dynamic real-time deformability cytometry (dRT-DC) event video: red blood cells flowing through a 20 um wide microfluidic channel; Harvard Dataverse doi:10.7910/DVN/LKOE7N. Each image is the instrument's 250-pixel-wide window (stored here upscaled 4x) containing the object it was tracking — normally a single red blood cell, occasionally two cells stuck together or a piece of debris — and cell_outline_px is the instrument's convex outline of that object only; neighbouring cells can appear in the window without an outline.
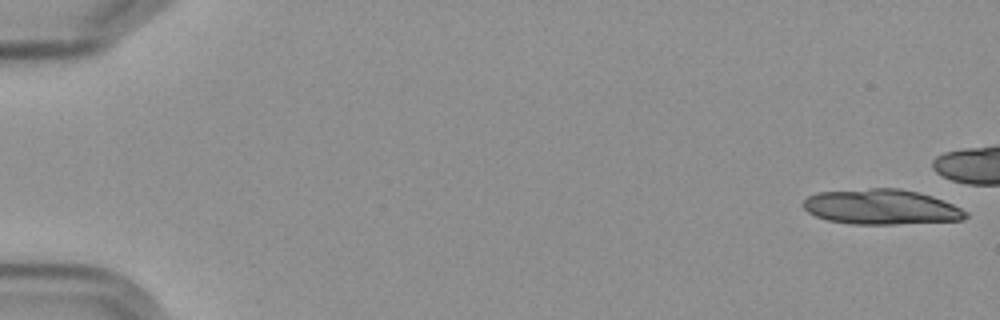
{"species": "Egyptian fruit bat (a non-hibernating species)", "species_latin": "Rousettus aegyptiacus", "temperature_condition": "cold", "stored_images_in_passage": 5, "camera_frame_rate_fps": 3000, "um_per_image_px": 0.085, "frame": {"image": 1, "passage_image": 1, "time_ms": 0.0, "image_size_px": [1000, 320], "cell_outline_px": [[968, 216], [964, 220], [896, 224], [852, 224], [828, 220], [816, 216], [808, 212], [800, 204], [808, 196], [816, 192], [872, 188], [900, 188], [920, 192], [944, 200], [968, 212]], "centroid_in_image_um": [74.91, 17.58], "position_along_channel_um": 10.1, "area_um2": 33.52}}